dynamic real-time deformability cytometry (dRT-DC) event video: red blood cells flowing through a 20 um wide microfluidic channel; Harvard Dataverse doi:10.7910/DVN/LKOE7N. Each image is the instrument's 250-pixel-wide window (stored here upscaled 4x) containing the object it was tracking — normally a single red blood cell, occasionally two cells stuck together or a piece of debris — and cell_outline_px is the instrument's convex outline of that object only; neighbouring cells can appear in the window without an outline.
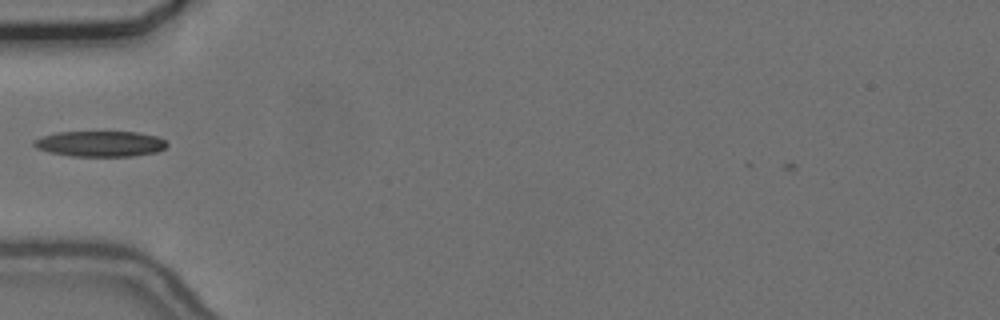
{"species": "common noctule bat (a hibernating species)", "species_latin": "Nyctalus noctula", "temperature_condition": "cold", "stored_images_in_passage": 23, "camera_frame_rate_fps": 3000, "um_per_image_px": 0.085, "animal": {"sex": "female", "body_mass_g": 24.6, "forearm_length_mm": 56.2}, "frame": {"image": 1, "passage_image": 5, "time_ms": 1.333, "image_size_px": [1000, 320], "cell_outline_px": [[168, 144], [164, 148], [156, 152], [132, 156], [72, 156], [48, 152], [36, 148], [32, 144], [32, 140], [56, 132], [136, 132], [156, 136], [164, 140]], "centroid_in_image_um": [8.48, 12.22], "position_along_channel_um": 76.5, "area_um2": 19.83}}
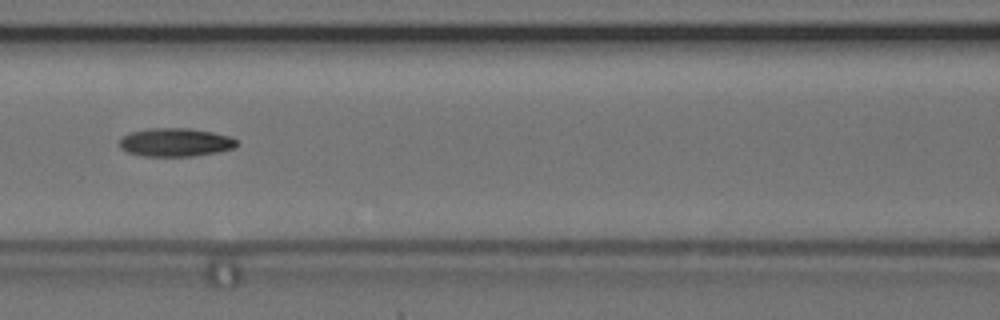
{"frame": {"image": 2, "passage_image": 11, "time_ms": 3.333, "image_size_px": [1000, 320], "cell_outline_px": [[236, 148], [220, 152], [192, 156], [140, 156], [128, 152], [120, 148], [120, 140], [128, 132], [148, 128], [188, 128], [212, 132], [232, 136], [236, 140]], "centroid_in_image_um": [14.92, 12.1], "position_along_channel_um": 151.7, "area_um2": 19.59}}
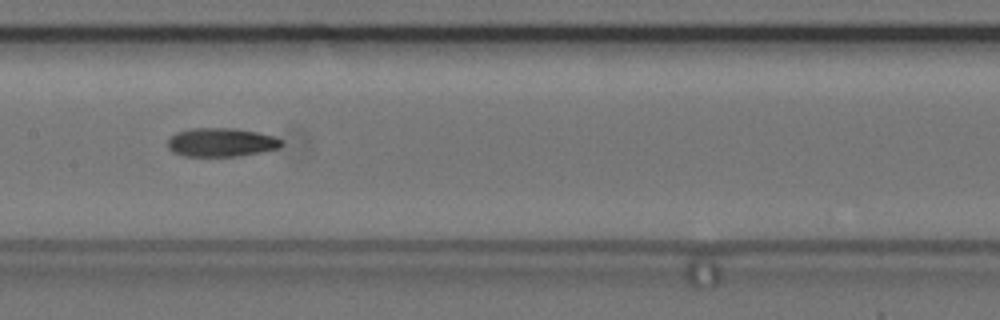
{"frame": {"image": 3, "passage_image": 14, "time_ms": 4.333, "image_size_px": [1000, 320], "cell_outline_px": [[284, 144], [280, 148], [260, 152], [236, 156], [184, 156], [172, 152], [168, 148], [168, 140], [176, 132], [188, 128], [236, 128], [256, 132], [272, 136], [284, 140]], "centroid_in_image_um": [18.8, 12.09], "position_along_channel_um": 188.6, "area_um2": 19.13}}